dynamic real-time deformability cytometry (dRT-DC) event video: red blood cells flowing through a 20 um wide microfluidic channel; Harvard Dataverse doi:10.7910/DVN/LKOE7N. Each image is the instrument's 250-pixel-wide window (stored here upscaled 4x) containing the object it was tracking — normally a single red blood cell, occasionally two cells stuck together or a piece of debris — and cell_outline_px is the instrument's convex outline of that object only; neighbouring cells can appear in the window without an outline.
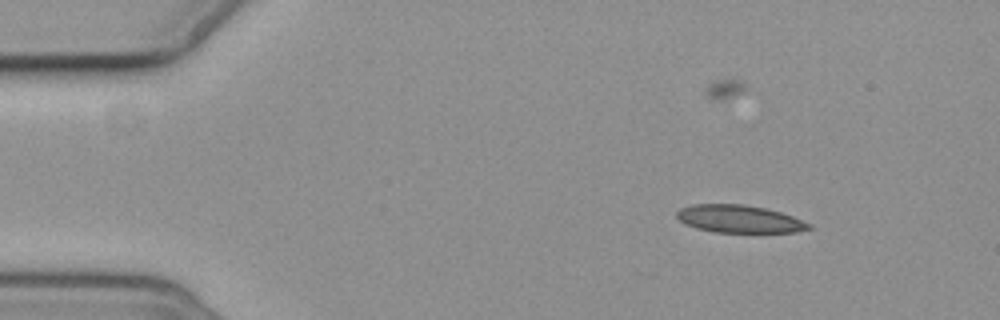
{"species": "common noctule bat (a hibernating species)", "species_latin": "Nyctalus noctula", "temperature_condition": "cold", "stored_images_in_passage": 5, "camera_frame_rate_fps": 3000, "um_per_image_px": 0.085, "animal": {"sex": "female", "body_mass_g": 19.3, "forearm_length_mm": 54.1}, "frame": {"image": 1, "passage_image": 1, "time_ms": 0.0, "image_size_px": [1000, 320], "cell_outline_px": [[812, 228], [796, 232], [712, 232], [696, 228], [684, 224], [676, 216], [676, 212], [680, 208], [692, 204], [744, 204], [764, 208], [780, 212], [792, 216], [812, 224]], "centroid_in_image_um": [62.82, 18.61], "position_along_channel_um": 22.2, "area_um2": 21.33}}
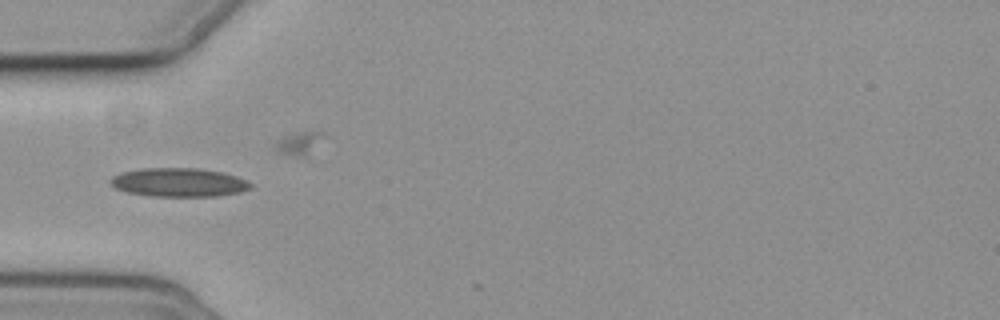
{"frame": {"image": 2, "passage_image": 4, "time_ms": 3.667, "image_size_px": [1000, 320], "cell_outline_px": [[252, 188], [240, 192], [216, 196], [152, 196], [128, 192], [116, 188], [108, 180], [112, 176], [120, 172], [140, 168], [196, 168], [220, 172], [236, 176], [252, 184]], "centroid_in_image_um": [15.17, 15.5], "position_along_channel_um": 69.8, "area_um2": 23.35}}